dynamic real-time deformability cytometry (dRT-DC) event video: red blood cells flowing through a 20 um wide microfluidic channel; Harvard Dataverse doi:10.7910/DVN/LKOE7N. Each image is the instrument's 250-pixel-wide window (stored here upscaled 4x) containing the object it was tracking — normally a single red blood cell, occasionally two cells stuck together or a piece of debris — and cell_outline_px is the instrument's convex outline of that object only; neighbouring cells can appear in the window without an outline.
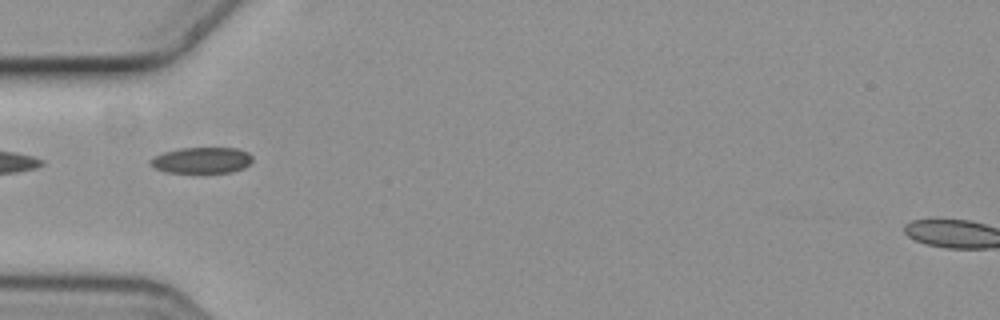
{"species": "common noctule bat (a hibernating species)", "species_latin": "Nyctalus noctula", "temperature_condition": "cold", "stored_images_in_passage": 1, "camera_frame_rate_fps": 3000, "um_per_image_px": 0.085, "animal": {"sex": "female", "body_mass_g": 19.3, "forearm_length_mm": 54.1}, "frame": {"image": 1, "passage_image": 1, "time_ms": 0.0, "image_size_px": [1000, 320], "cell_outline_px": [[252, 160], [244, 168], [232, 172], [164, 172], [148, 164], [148, 160], [164, 152], [180, 148], [236, 148], [248, 152], [252, 156]], "centroid_in_image_um": [17.14, 13.62], "position_along_channel_um": 67.9, "area_um2": 15.43}}